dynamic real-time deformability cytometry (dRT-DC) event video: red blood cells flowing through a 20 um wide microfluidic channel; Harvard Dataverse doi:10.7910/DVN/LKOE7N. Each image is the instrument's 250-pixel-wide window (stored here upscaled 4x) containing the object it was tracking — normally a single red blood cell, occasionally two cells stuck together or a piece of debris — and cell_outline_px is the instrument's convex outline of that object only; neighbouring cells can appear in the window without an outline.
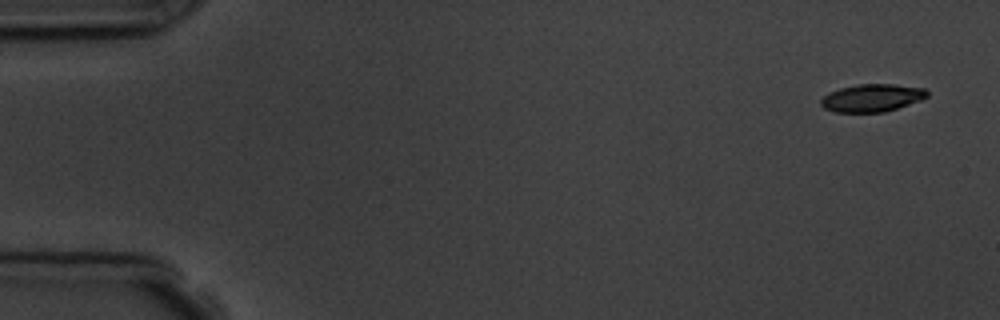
{"species": "common noctule bat (a hibernating species)", "species_latin": "Nyctalus noctula", "temperature_condition": "room temperature", "stored_images_in_passage": 5, "camera_frame_rate_fps": 3000, "um_per_image_px": 0.085, "animal": {"sex": "male", "body_mass_g": 19.5, "forearm_length_mm": 54.6}, "frame": {"image": 1, "passage_image": 1, "time_ms": 0.0, "image_size_px": [1000, 320], "cell_outline_px": [[928, 96], [920, 100], [884, 112], [836, 112], [824, 108], [820, 104], [820, 100], [828, 92], [840, 88], [856, 84], [896, 84], [924, 88], [928, 92]], "centroid_in_image_um": [74.09, 8.31], "position_along_channel_um": 10.9, "area_um2": 17.11}}
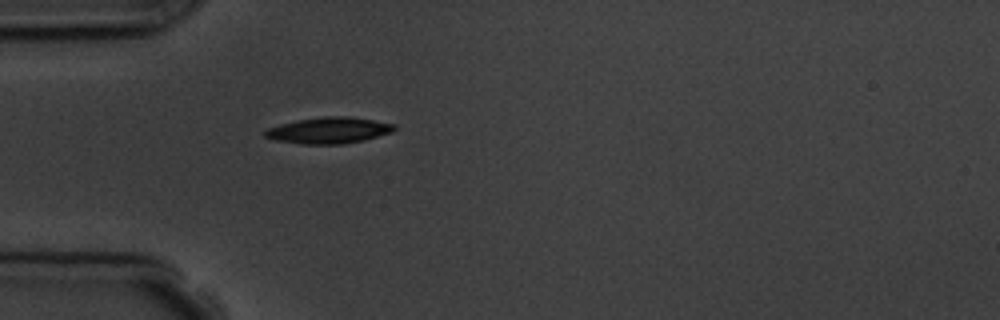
{"frame": {"image": 2, "passage_image": 5, "time_ms": 4.667, "image_size_px": [1000, 320], "cell_outline_px": [[396, 128], [392, 132], [364, 140], [344, 144], [300, 144], [276, 140], [264, 136], [264, 132], [268, 128], [280, 124], [296, 120], [324, 116], [348, 116], [396, 124]], "centroid_in_image_um": [27.95, 11.08], "position_along_channel_um": 57.0, "area_um2": 19.77}}